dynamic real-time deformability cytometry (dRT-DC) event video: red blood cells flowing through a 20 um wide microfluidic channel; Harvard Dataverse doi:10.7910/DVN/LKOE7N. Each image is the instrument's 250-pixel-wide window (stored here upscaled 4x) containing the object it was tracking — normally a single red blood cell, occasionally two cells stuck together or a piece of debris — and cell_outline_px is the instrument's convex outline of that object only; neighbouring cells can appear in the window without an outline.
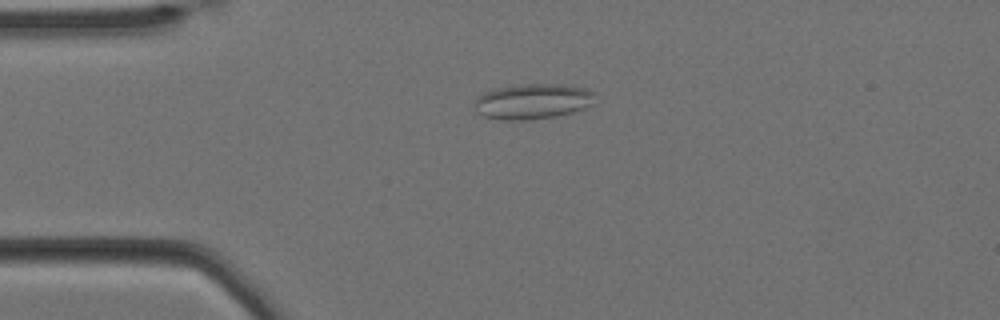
{"species": "Egyptian fruit bat (a non-hibernating species)", "species_latin": "Rousettus aegyptiacus", "temperature_condition": "cold", "stored_images_in_passage": 58, "camera_frame_rate_fps": 3000, "um_per_image_px": 0.085, "animal": {"sex": "female"}, "frame": {"image": 1, "passage_image": 13, "time_ms": 4.0, "image_size_px": [1000, 320], "cell_outline_px": [[596, 104], [572, 112], [556, 116], [528, 120], [500, 120], [484, 116], [476, 112], [472, 100], [476, 96], [484, 92], [496, 88], [520, 84], [560, 84], [584, 88], [596, 92]], "centroid_in_image_um": [45.27, 8.62], "position_along_channel_um": 39.7, "area_um2": 25.37}}
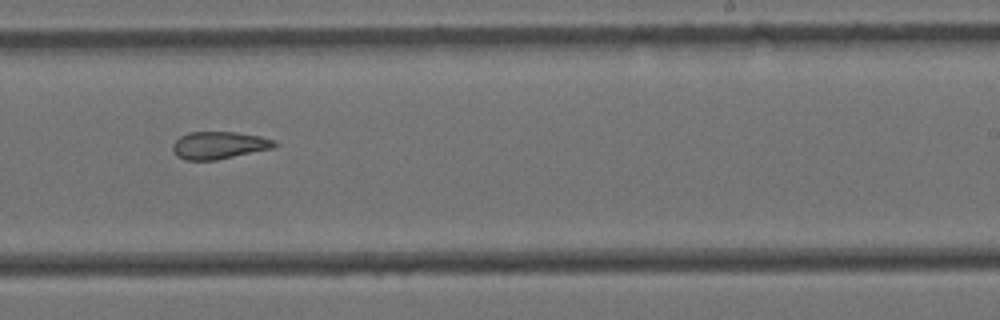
{"frame": {"image": 2, "passage_image": 35, "time_ms": 11.333, "image_size_px": [1000, 320], "cell_outline_px": [[280, 144], [272, 148], [216, 160], [184, 160], [176, 156], [172, 148], [172, 144], [180, 136], [188, 132], [236, 132], [260, 136], [276, 140]], "centroid_in_image_um": [18.61, 12.34], "position_along_channel_um": 270.4, "area_um2": 16.36}}
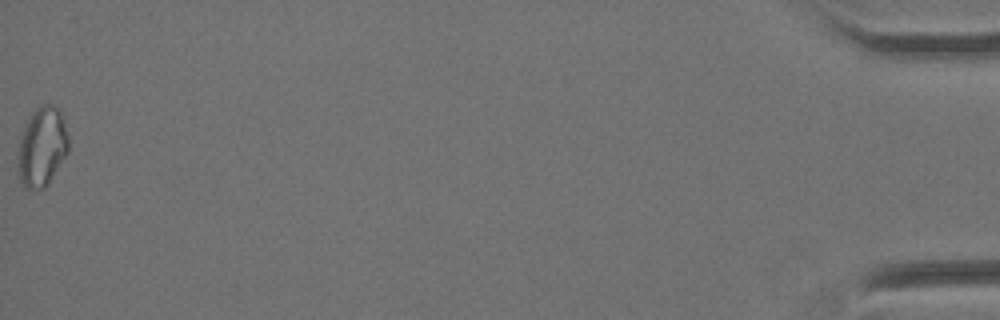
{"frame": {"image": 3, "passage_image": 58, "time_ms": 19.0, "image_size_px": [1000, 320], "cell_outline_px": [[68, 152], [48, 184], [44, 188], [28, 188], [20, 180], [16, 156], [20, 140], [24, 128], [32, 112], [40, 104], [56, 104], [60, 108], [68, 136]], "centroid_in_image_um": [3.58, 12.44], "position_along_channel_um": 431.6, "area_um2": 23.41}, "authors_computed_cell_mechanics": {"area_um2": 18.8717, "velocity_mm_per_s": 3.4504, "shape_relaxation_time_tau1_ms": null, "shape_relaxation_time_tau2_ms": 3.8498, "deformation_change_tau1": null, "deformation_change_tau2": 0.1081}}